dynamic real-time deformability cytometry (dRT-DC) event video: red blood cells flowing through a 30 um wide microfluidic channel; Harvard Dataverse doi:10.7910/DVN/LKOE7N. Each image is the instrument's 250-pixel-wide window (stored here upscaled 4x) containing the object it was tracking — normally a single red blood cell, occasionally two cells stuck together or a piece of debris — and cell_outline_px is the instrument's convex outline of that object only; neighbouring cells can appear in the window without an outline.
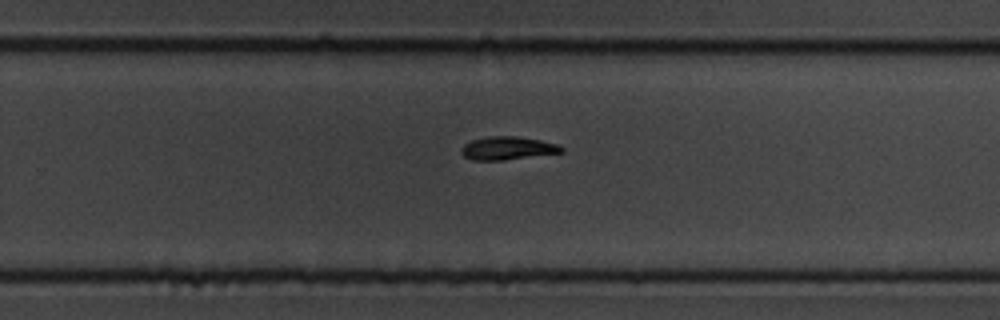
{"species": "common noctule bat (a hibernating species)", "species_latin": "Nyctalus noctula", "temperature_condition": "cold", "stored_images_in_passage": 11, "camera_frame_rate_fps": 3000, "um_per_image_px": 0.085, "animal": {"sex": "male", "body_mass_g": 19.5, "forearm_length_mm": 54.6}, "frame": {"image": 1, "passage_image": 11, "time_ms": 13.667, "image_size_px": [1000, 320], "cell_outline_px": [[564, 152], [504, 160], [472, 160], [464, 156], [460, 152], [460, 148], [464, 144], [472, 140], [488, 136], [516, 136], [540, 140], [556, 144], [564, 148]], "centroid_in_image_um": [43.12, 12.6], "position_along_channel_um": 286.7, "area_um2": 13.53}}